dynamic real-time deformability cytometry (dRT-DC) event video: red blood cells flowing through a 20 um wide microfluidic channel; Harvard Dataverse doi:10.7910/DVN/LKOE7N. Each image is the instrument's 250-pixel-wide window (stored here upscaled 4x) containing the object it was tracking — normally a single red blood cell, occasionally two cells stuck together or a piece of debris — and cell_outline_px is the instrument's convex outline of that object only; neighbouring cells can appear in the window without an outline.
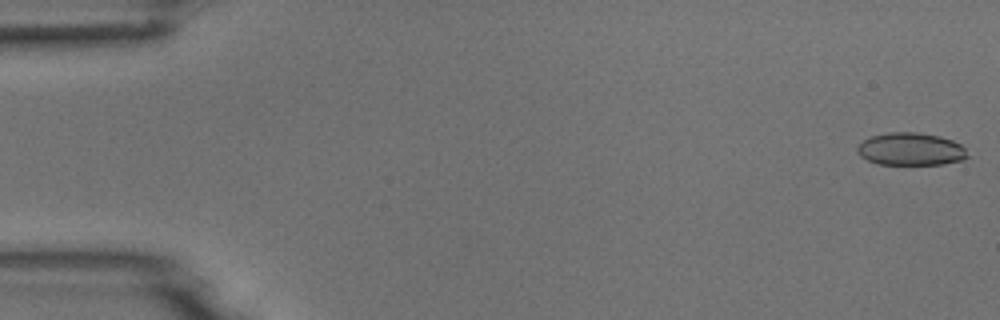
{"species": "common noctule bat (a hibernating species)", "species_latin": "Nyctalus noctula", "temperature_condition": "room temperature", "stored_images_in_passage": 49, "camera_frame_rate_fps": 3000, "um_per_image_px": 0.085, "animal": {"sex": "male", "body_mass_g": 18.8}, "frame": {"image": 1, "passage_image": 1, "time_ms": 0.0, "image_size_px": [1000, 320], "cell_outline_px": [[968, 156], [964, 160], [940, 164], [880, 164], [868, 160], [860, 156], [856, 152], [856, 148], [864, 140], [872, 136], [888, 132], [916, 132], [940, 136], [952, 140], [960, 144], [964, 148]], "centroid_in_image_um": [77.41, 12.67], "position_along_channel_um": 7.6, "area_um2": 20.87}}
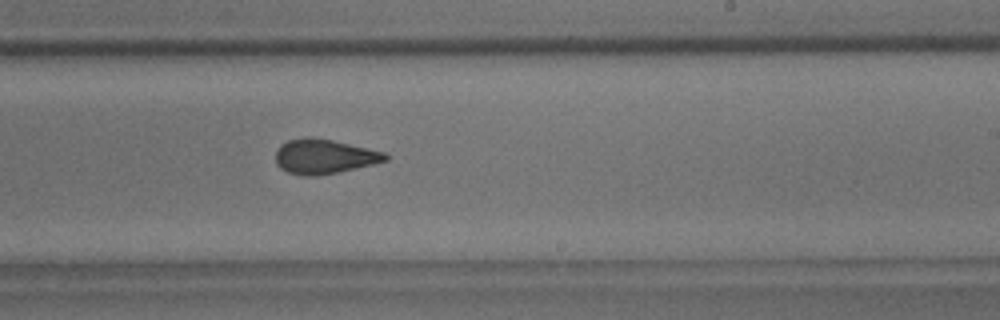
{"frame": {"image": 2, "passage_image": 32, "time_ms": 10.333, "image_size_px": [1000, 320], "cell_outline_px": [[388, 160], [372, 164], [336, 172], [316, 176], [304, 176], [288, 172], [280, 168], [276, 164], [276, 152], [280, 144], [288, 140], [312, 136], [332, 140], [384, 152], [388, 156]], "centroid_in_image_um": [27.51, 13.29], "position_along_channel_um": 261.5, "area_um2": 21.91}}
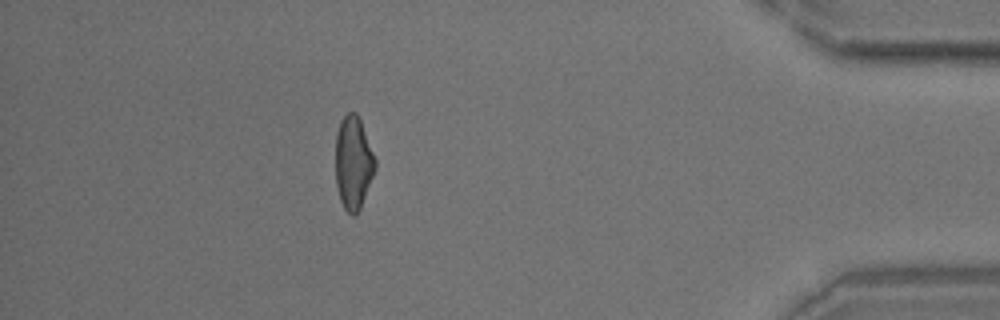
{"frame": {"image": 3, "passage_image": 47, "time_ms": 15.333, "image_size_px": [1000, 320], "cell_outline_px": [[376, 168], [360, 208], [356, 216], [352, 216], [344, 208], [340, 200], [336, 184], [336, 132], [340, 120], [348, 112], [356, 112], [360, 120], [376, 160]], "centroid_in_image_um": [30.02, 13.84], "position_along_channel_um": 405.2, "area_um2": 21.44}}